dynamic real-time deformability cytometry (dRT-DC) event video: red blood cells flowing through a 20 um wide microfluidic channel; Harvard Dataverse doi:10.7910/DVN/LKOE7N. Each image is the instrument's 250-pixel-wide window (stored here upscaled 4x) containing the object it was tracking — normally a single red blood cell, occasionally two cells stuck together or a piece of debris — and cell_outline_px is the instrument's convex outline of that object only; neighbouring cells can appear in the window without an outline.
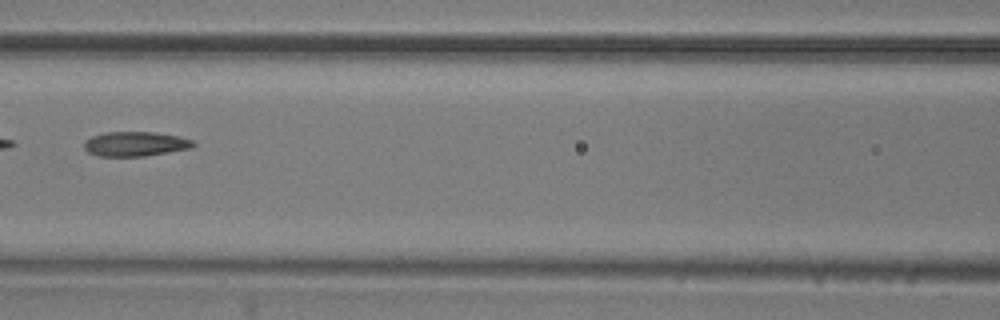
{"species": "common noctule bat (a hibernating species)", "species_latin": "Nyctalus noctula", "temperature_condition": "room temperature", "stored_images_in_passage": 6, "camera_frame_rate_fps": 3000, "um_per_image_px": 0.085, "animal": {"sex": "male", "body_mass_g": 20.5, "forearm_length_mm": 52.5}, "frame": {"image": 1, "passage_image": 5, "time_ms": 1.333, "image_size_px": [1000, 320], "cell_outline_px": [[196, 144], [192, 148], [144, 156], [96, 156], [88, 152], [84, 148], [84, 140], [92, 136], [104, 132], [156, 132], [180, 136], [192, 140]], "centroid_in_image_um": [11.49, 12.23], "position_along_channel_um": 155.1, "area_um2": 15.78}}
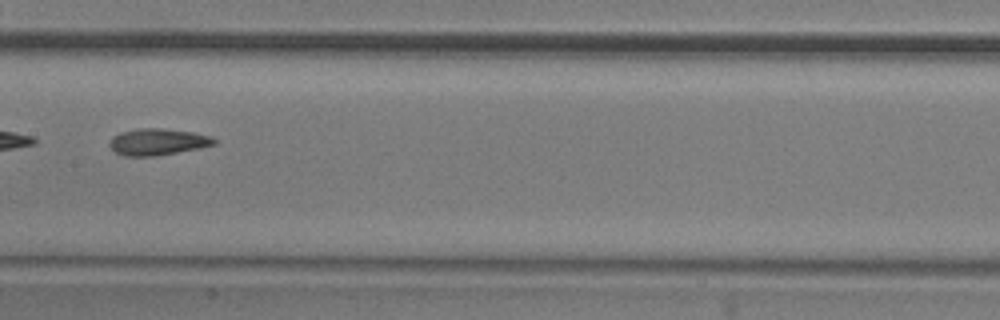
{"frame": {"image": 2, "passage_image": 6, "time_ms": 1.667, "image_size_px": [1000, 320], "cell_outline_px": [[216, 144], [200, 148], [156, 156], [124, 156], [116, 152], [108, 144], [112, 136], [120, 132], [136, 128], [164, 128], [192, 132], [212, 136], [216, 140]], "centroid_in_image_um": [13.4, 12.05], "position_along_channel_um": 194.0, "area_um2": 16.36}}